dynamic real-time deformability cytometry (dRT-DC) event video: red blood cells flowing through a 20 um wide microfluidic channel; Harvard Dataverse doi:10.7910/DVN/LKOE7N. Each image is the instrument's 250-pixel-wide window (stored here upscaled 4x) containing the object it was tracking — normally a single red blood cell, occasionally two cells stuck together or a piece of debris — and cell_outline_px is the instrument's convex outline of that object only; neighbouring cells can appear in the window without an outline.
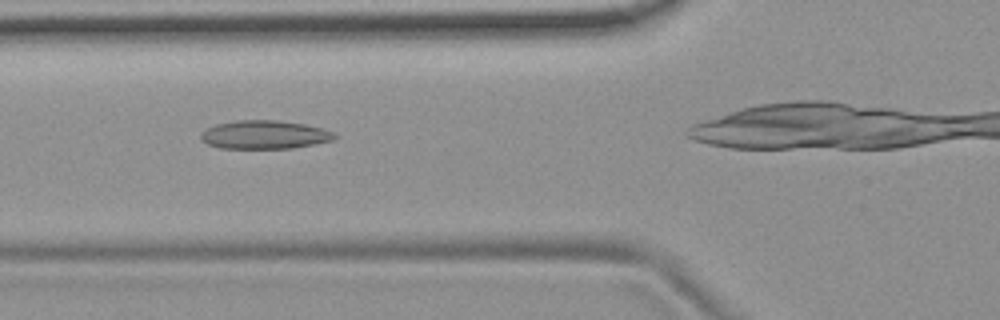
{"species": "common noctule bat (a hibernating species)", "species_latin": "Nyctalus noctula", "temperature_condition": "room temperature", "stored_images_in_passage": 9, "camera_frame_rate_fps": 3000, "um_per_image_px": 0.085, "animal": {"sex": "female", "body_mass_g": 19.9}, "frame": {"image": 1, "passage_image": 2, "time_ms": 0.333, "image_size_px": [1000, 320], "cell_outline_px": [[336, 136], [332, 140], [292, 148], [220, 148], [208, 144], [200, 140], [200, 132], [204, 128], [216, 124], [236, 120], [280, 120], [304, 124], [320, 128], [332, 132]], "centroid_in_image_um": [22.39, 11.44], "position_along_channel_um": 103.4, "area_um2": 22.14}}
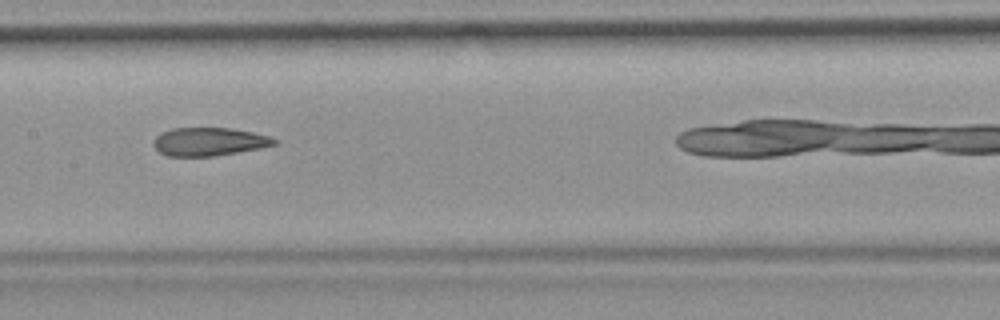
{"frame": {"image": 2, "passage_image": 4, "time_ms": 1.0, "image_size_px": [1000, 320], "cell_outline_px": [[276, 144], [260, 148], [212, 156], [168, 156], [160, 152], [152, 144], [156, 136], [160, 132], [172, 128], [232, 128], [252, 132], [268, 136], [276, 140]], "centroid_in_image_um": [17.73, 12.03], "position_along_channel_um": 189.7, "area_um2": 19.71}}
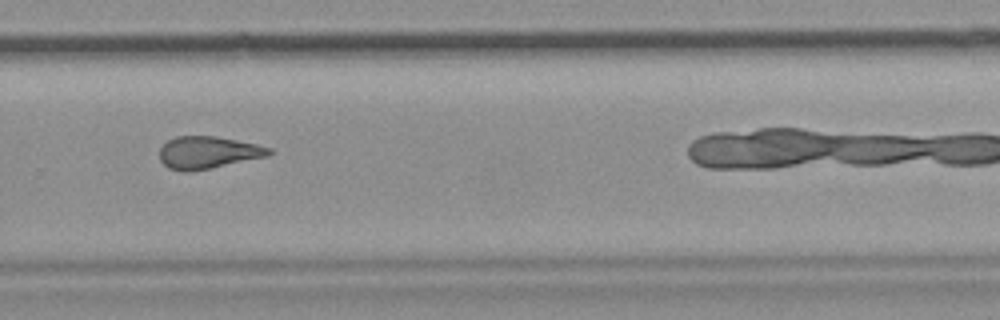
{"frame": {"image": 3, "passage_image": 7, "time_ms": 2.0, "image_size_px": [1000, 320], "cell_outline_px": [[272, 152], [268, 156], [212, 168], [188, 172], [184, 172], [168, 168], [160, 160], [160, 148], [168, 140], [176, 136], [216, 136], [256, 144], [272, 148]], "centroid_in_image_um": [17.67, 12.97], "position_along_channel_um": 312.1, "area_um2": 20.63}}